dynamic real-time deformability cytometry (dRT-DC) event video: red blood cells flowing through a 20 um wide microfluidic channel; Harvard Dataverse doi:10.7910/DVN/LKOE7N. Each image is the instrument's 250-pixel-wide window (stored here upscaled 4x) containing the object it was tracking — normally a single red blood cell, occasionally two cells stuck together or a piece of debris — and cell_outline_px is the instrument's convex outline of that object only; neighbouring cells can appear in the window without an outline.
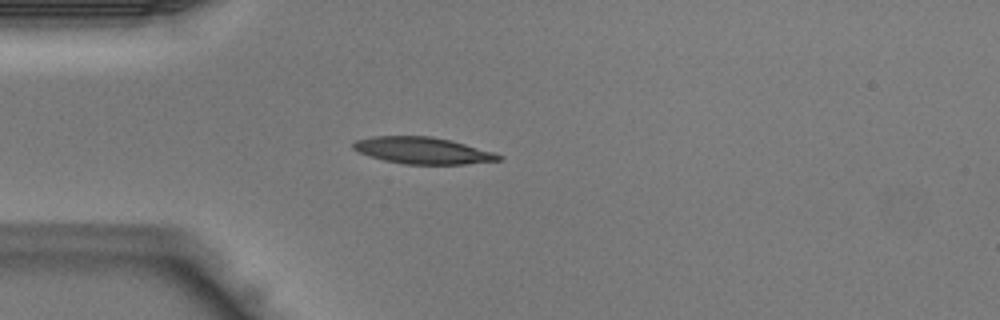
{"species": "Egyptian fruit bat (a non-hibernating species)", "species_latin": "Rousettus aegyptiacus", "temperature_condition": "warm", "stored_images_in_passage": 32, "camera_frame_rate_fps": 3000, "um_per_image_px": 0.085, "animal": {"sex": "male"}, "frame": {"image": 1, "passage_image": 1, "time_ms": 0.0, "image_size_px": [1000, 320], "cell_outline_px": [[504, 160], [464, 164], [404, 164], [384, 160], [360, 152], [352, 148], [352, 144], [356, 140], [372, 136], [432, 136], [452, 140], [492, 152], [504, 156]], "centroid_in_image_um": [35.96, 12.79], "position_along_channel_um": 49.0, "area_um2": 22.54}}
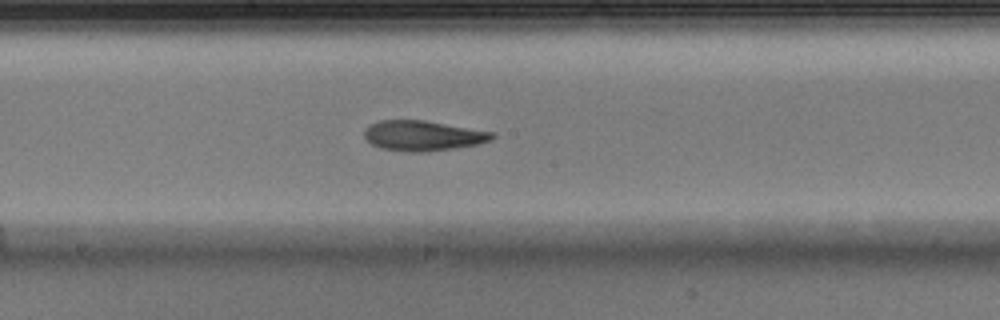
{"frame": {"image": 2, "passage_image": 12, "time_ms": 3.667, "image_size_px": [1000, 320], "cell_outline_px": [[496, 136], [492, 140], [476, 144], [452, 148], [424, 152], [408, 152], [384, 148], [372, 144], [364, 136], [364, 132], [368, 124], [380, 120], [424, 120], [492, 132]], "centroid_in_image_um": [35.92, 11.52], "position_along_channel_um": 212.3, "area_um2": 22.2}}
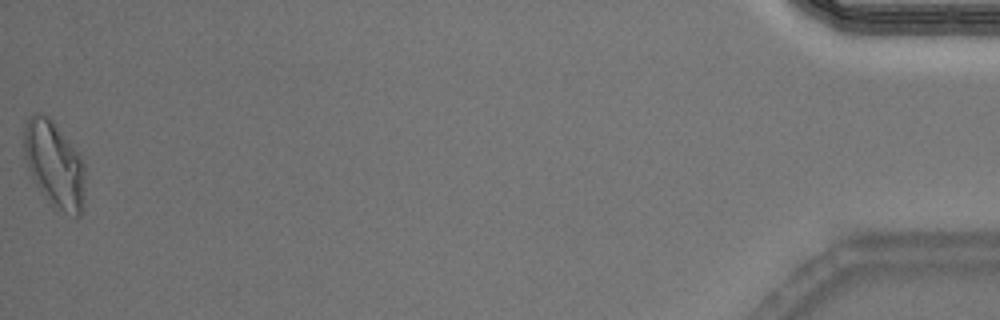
{"frame": {"image": 3, "passage_image": 32, "time_ms": 10.333, "image_size_px": [1000, 320], "cell_outline_px": [[84, 188], [80, 216], [76, 216], [52, 208], [40, 192], [28, 168], [24, 156], [24, 124], [32, 112], [40, 112], [48, 116], [52, 120], [72, 144], [84, 160]], "centroid_in_image_um": [4.6, 13.95], "position_along_channel_um": 430.6, "area_um2": 30.92}}